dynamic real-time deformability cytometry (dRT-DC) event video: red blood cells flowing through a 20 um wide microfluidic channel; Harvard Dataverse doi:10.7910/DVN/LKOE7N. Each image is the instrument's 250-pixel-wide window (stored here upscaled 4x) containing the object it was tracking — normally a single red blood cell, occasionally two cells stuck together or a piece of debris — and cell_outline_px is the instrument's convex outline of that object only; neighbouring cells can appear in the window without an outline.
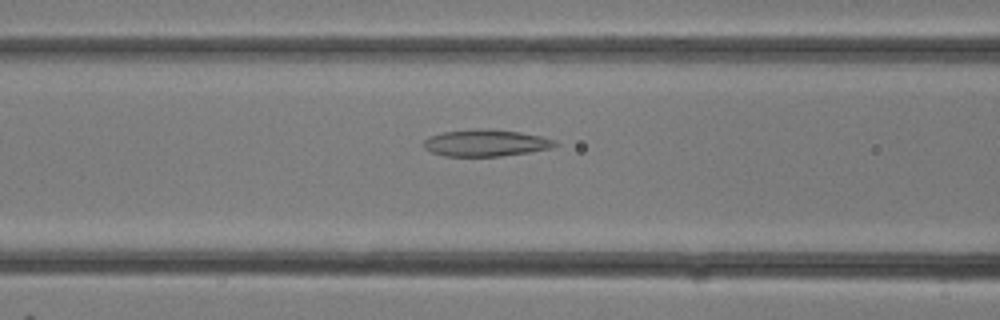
{"species": "common noctule bat (a hibernating species)", "species_latin": "Nyctalus noctula", "temperature_condition": "room temperature", "stored_images_in_passage": 24, "camera_frame_rate_fps": 3000, "um_per_image_px": 0.085, "animal": {"sex": "female"}, "frame": {"image": 1, "passage_image": 6, "time_ms": 1.667, "image_size_px": [1000, 320], "cell_outline_px": [[560, 144], [552, 148], [528, 152], [500, 156], [444, 156], [432, 152], [424, 148], [420, 144], [428, 136], [444, 132], [480, 128], [492, 128], [520, 132], [540, 136], [552, 140]], "centroid_in_image_um": [41.25, 12.14], "position_along_channel_um": 125.4, "area_um2": 20.63}}
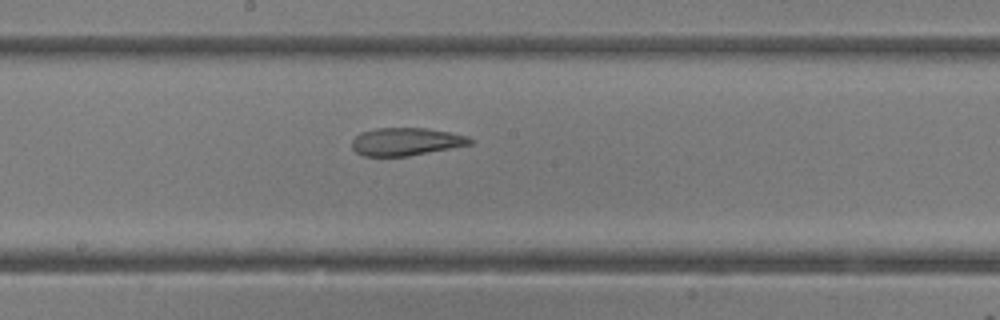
{"frame": {"image": 2, "passage_image": 10, "time_ms": 3.0, "image_size_px": [1000, 320], "cell_outline_px": [[472, 144], [408, 156], [364, 156], [356, 152], [352, 148], [352, 140], [360, 132], [376, 128], [424, 128], [448, 132], [468, 136], [472, 140]], "centroid_in_image_um": [34.48, 12.04], "position_along_channel_um": 213.7, "area_um2": 19.02}}
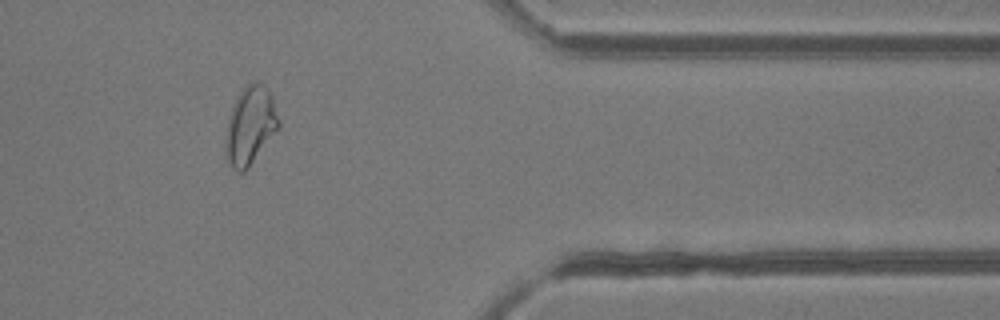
{"frame": {"image": 3, "passage_image": 19, "time_ms": 6.0, "image_size_px": [1000, 320], "cell_outline_px": [[280, 128], [248, 168], [244, 172], [236, 172], [232, 168], [224, 152], [224, 140], [228, 120], [232, 108], [240, 92], [248, 84], [256, 80], [264, 84], [268, 88], [272, 96], [280, 120]], "centroid_in_image_um": [21.28, 10.69], "position_along_channel_um": 390.1, "area_um2": 24.45}}